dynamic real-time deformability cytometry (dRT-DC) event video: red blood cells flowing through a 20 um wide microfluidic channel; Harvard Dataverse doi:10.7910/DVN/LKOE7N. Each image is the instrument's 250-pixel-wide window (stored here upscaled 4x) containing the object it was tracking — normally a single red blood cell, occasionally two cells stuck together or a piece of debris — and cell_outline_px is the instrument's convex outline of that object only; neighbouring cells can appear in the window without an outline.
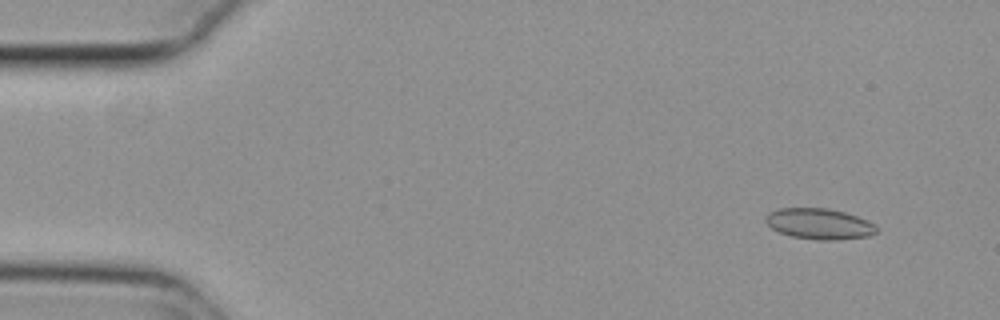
{"species": "common noctule bat (a hibernating species)", "species_latin": "Nyctalus noctula", "temperature_condition": "cold", "stored_images_in_passage": 55, "camera_frame_rate_fps": 3000, "um_per_image_px": 0.085, "animal": {"sex": "female", "body_mass_g": 29.2, "forearm_length_mm": 56.3}, "frame": {"image": 1, "passage_image": 5, "time_ms": 1.333, "image_size_px": [1000, 320], "cell_outline_px": [[880, 228], [876, 232], [868, 236], [836, 240], [820, 240], [792, 236], [780, 232], [772, 228], [764, 220], [764, 216], [768, 212], [780, 208], [828, 208], [844, 212], [868, 220], [876, 224]], "centroid_in_image_um": [69.65, 19.02], "position_along_channel_um": 15.3, "area_um2": 20.0}}
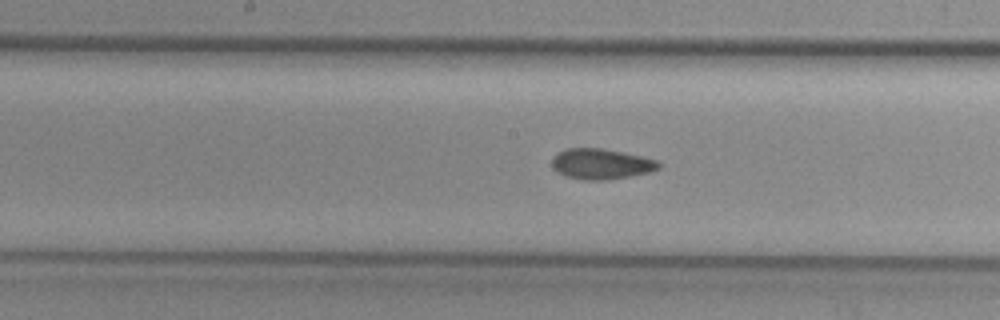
{"frame": {"image": 2, "passage_image": 28, "time_ms": 9.0, "image_size_px": [1000, 320], "cell_outline_px": [[660, 168], [648, 172], [608, 180], [584, 180], [564, 176], [552, 168], [552, 160], [556, 152], [568, 148], [600, 148], [640, 156], [656, 160], [660, 164]], "centroid_in_image_um": [51.04, 13.94], "position_along_channel_um": 197.2, "area_um2": 18.84}}
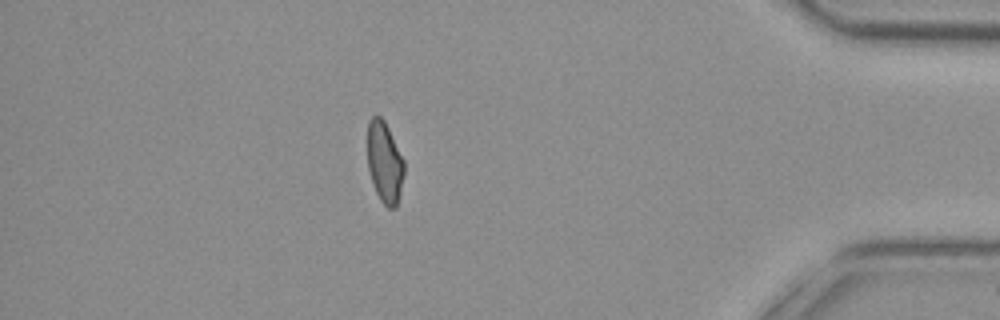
{"frame": {"image": 3, "passage_image": 48, "time_ms": 15.667, "image_size_px": [1000, 320], "cell_outline_px": [[404, 176], [396, 208], [388, 208], [380, 200], [372, 184], [368, 168], [368, 120], [372, 116], [380, 116], [384, 120], [404, 160]], "centroid_in_image_um": [32.69, 13.81], "position_along_channel_um": 402.5, "area_um2": 17.34}, "authors_computed_cell_mechanics": {"area_um2": 18.785, "velocity_mm_per_s": 3.7778, "shape_relaxation_time_tau1_ms": null, "shape_relaxation_time_tau2_ms": 2.5309, "deformation_change_tau1": null, "deformation_change_tau2": 0.0658}}